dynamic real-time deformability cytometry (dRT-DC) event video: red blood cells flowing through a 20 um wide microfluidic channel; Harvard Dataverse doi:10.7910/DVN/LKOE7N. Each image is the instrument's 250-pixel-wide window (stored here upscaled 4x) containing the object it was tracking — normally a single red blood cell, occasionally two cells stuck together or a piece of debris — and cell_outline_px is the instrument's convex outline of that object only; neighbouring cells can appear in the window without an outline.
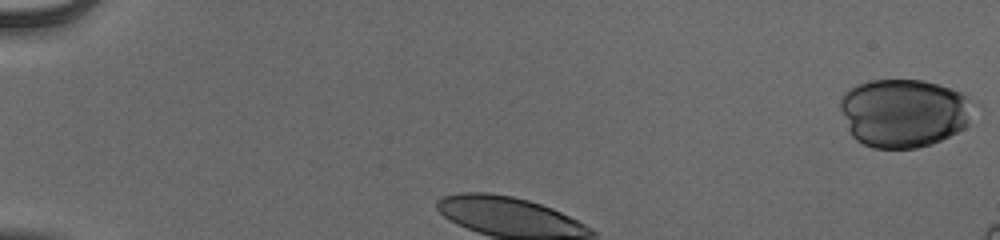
{"species": "human", "species_latin": "Homo sapiens", "temperature_condition": "cold", "stored_images_in_passage": 33, "camera_frame_rate_fps": 3000, "um_per_image_px": 0.085, "donor": {"sex": "male"}, "frame": {"image": 1, "passage_image": 1, "time_ms": 0.0, "image_size_px": [1000, 240], "cell_outline_px": [[984, 108], [964, 128], [940, 140], [916, 148], [872, 148], [856, 140], [852, 136], [848, 128], [840, 108], [840, 100], [844, 92], [848, 88], [856, 84], [872, 80], [924, 80], [960, 92], [980, 104]], "centroid_in_image_um": [76.92, 9.58], "position_along_channel_um": 8.1, "area_um2": 54.1}}
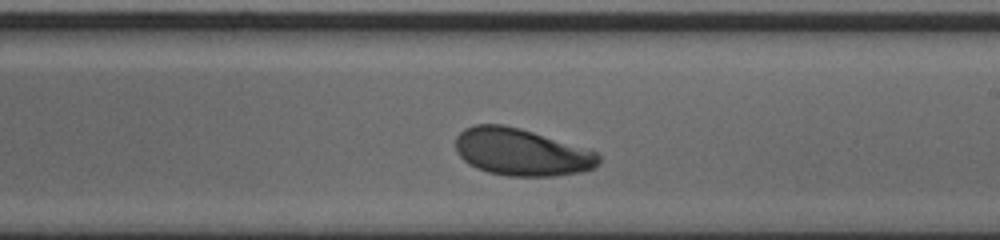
{"frame": {"image": 2, "passage_image": 21, "time_ms": 6.667, "image_size_px": [1000, 240], "cell_outline_px": [[600, 164], [596, 168], [584, 172], [556, 176], [508, 176], [488, 172], [476, 168], [468, 164], [456, 152], [456, 136], [464, 128], [472, 124], [504, 124], [520, 128], [596, 152], [600, 156]], "centroid_in_image_um": [44.3, 12.94], "position_along_channel_um": 244.7, "area_um2": 39.48}}
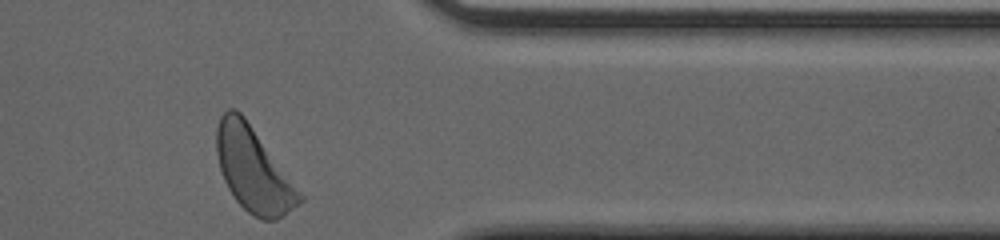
{"frame": {"image": 3, "passage_image": 33, "time_ms": 10.667, "image_size_px": [1000, 240], "cell_outline_px": [[304, 200], [300, 204], [284, 216], [276, 220], [260, 220], [252, 216], [236, 200], [228, 188], [224, 180], [220, 168], [216, 152], [216, 128], [220, 116], [228, 108], [236, 108], [244, 116], [304, 196]], "centroid_in_image_um": [21.53, 14.44], "position_along_channel_um": 389.9, "area_um2": 40.63}, "authors_computed_cell_mechanics": {"area_um2": 39.9398, "velocity_mm_per_s": 3.8572, "shape_relaxation_time_tau1_ms": 2.2812, "shape_relaxation_time_tau2_ms": null, "deformation_change_tau1": 0.1409, "deformation_change_tau2": null}}